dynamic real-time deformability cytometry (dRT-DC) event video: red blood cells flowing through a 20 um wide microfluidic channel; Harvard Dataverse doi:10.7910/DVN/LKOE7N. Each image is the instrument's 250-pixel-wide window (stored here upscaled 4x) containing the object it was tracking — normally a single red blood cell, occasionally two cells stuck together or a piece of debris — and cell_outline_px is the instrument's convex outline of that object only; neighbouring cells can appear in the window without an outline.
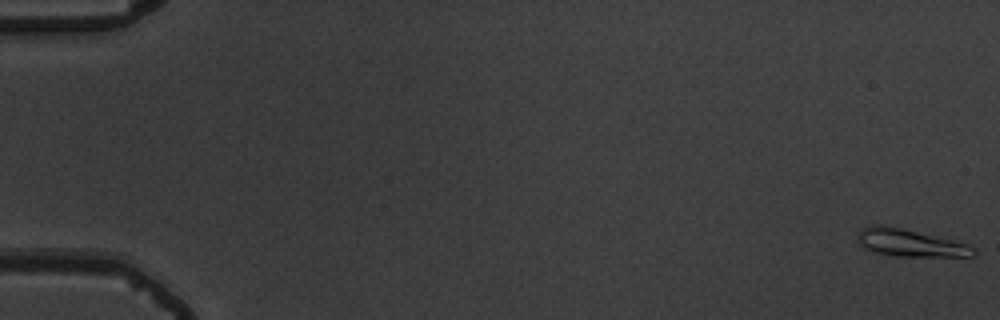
{"species": "common noctule bat (a hibernating species)", "species_latin": "Nyctalus noctula", "temperature_condition": "warm", "stored_images_in_passage": 56, "camera_frame_rate_fps": 3000, "um_per_image_px": 0.085, "animal": {"sex": "male", "body_mass_g": 19.5, "forearm_length_mm": 54.6}, "frame": {"image": 1, "passage_image": 1, "time_ms": 0.0, "image_size_px": [1000, 320], "cell_outline_px": [[976, 256], [896, 256], [872, 252], [864, 248], [856, 240], [856, 236], [860, 228], [872, 224], [884, 224], [952, 240], [976, 248]], "centroid_in_image_um": [77.26, 20.63], "position_along_channel_um": 7.7, "area_um2": 18.55}}
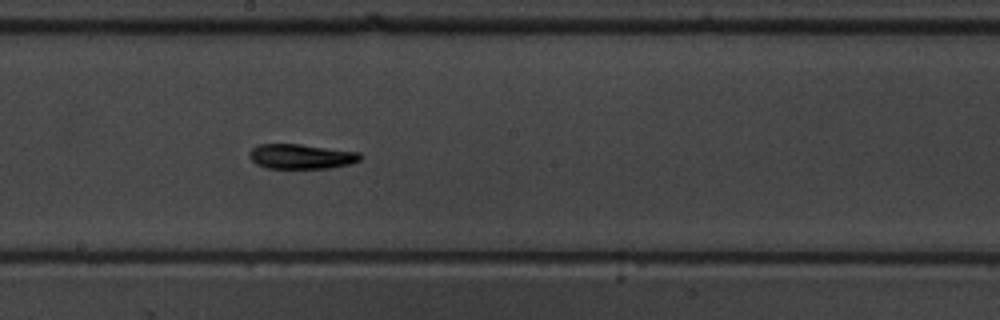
{"frame": {"image": 2, "passage_image": 32, "time_ms": 10.333, "image_size_px": [1000, 320], "cell_outline_px": [[364, 156], [360, 160], [348, 164], [332, 168], [264, 168], [256, 164], [248, 156], [248, 152], [256, 144], [300, 144], [360, 152]], "centroid_in_image_um": [25.58, 13.29], "position_along_channel_um": 222.6, "area_um2": 16.24}}
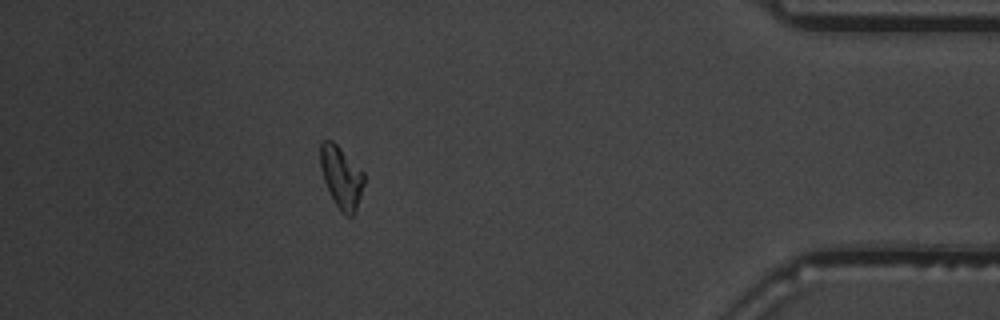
{"frame": {"image": 3, "passage_image": 50, "time_ms": 16.333, "image_size_px": [1000, 320], "cell_outline_px": [[364, 184], [356, 212], [352, 216], [344, 216], [340, 212], [324, 180], [320, 168], [320, 144], [324, 140], [332, 140], [364, 172]], "centroid_in_image_um": [29.02, 15.08], "position_along_channel_um": 406.2, "area_um2": 15.72}, "authors_computed_cell_mechanics": {"area_um2": 15.895, "velocity_mm_per_s": 3.7506, "shape_relaxation_time_tau1_ms": 4.1781, "shape_relaxation_time_tau2_ms": 11.3609, "deformation_change_tau1": 0.1721, "deformation_change_tau2": 0.1864}}